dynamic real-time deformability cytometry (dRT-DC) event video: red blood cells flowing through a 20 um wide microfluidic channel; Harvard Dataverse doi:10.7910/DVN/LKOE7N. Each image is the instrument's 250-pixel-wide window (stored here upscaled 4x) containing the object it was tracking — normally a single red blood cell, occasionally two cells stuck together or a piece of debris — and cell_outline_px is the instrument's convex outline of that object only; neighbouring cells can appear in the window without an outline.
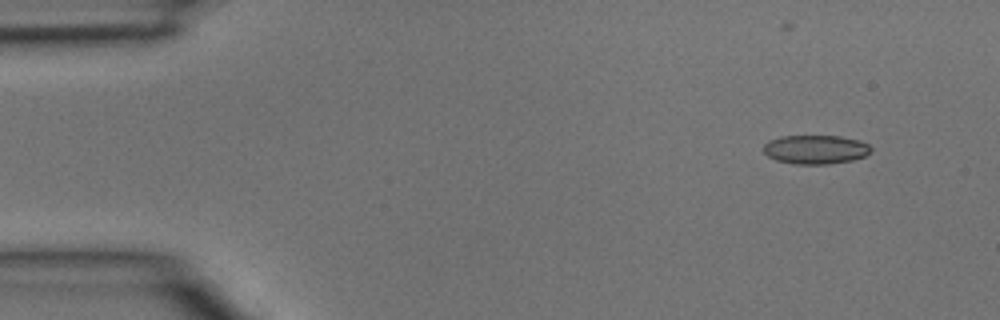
{"species": "common noctule bat (a hibernating species)", "species_latin": "Nyctalus noctula", "temperature_condition": "room temperature", "stored_images_in_passage": 3, "camera_frame_rate_fps": 3000, "um_per_image_px": 0.085, "animal": {"sex": "male", "body_mass_g": 15.6}, "frame": {"image": 1, "passage_image": 1, "time_ms": 0.0, "image_size_px": [1000, 320], "cell_outline_px": [[872, 152], [864, 156], [852, 160], [828, 164], [796, 164], [776, 160], [768, 156], [764, 152], [764, 144], [768, 140], [780, 136], [840, 136], [860, 140], [868, 144], [872, 148]], "centroid_in_image_um": [69.33, 12.7], "position_along_channel_um": 15.7, "area_um2": 18.21}}